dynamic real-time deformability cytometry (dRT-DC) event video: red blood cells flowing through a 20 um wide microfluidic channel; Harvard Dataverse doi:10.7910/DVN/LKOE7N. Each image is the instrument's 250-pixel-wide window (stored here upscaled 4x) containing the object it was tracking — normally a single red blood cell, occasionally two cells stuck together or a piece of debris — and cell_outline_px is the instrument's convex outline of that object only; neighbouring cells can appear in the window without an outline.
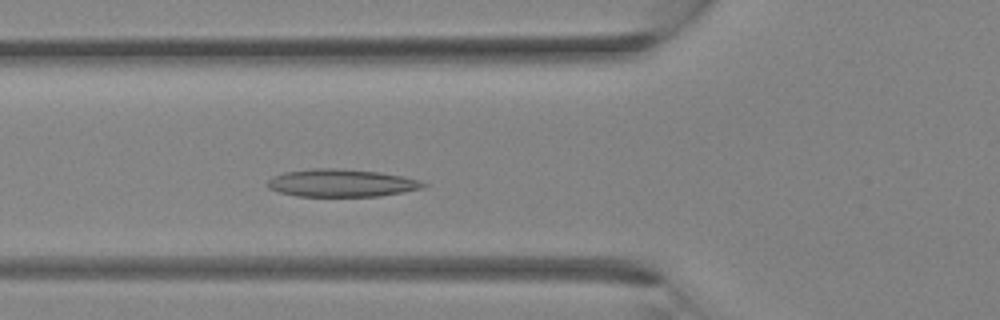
{"species": "Egyptian fruit bat (a non-hibernating species)", "species_latin": "Rousettus aegyptiacus", "temperature_condition": "room temperature", "stored_images_in_passage": 32, "camera_frame_rate_fps": 3000, "um_per_image_px": 0.085, "animal": {"sex": "female"}, "frame": {"image": 1, "passage_image": 10, "time_ms": 3.0, "image_size_px": [1000, 320], "cell_outline_px": [[428, 184], [424, 188], [380, 196], [296, 196], [280, 192], [268, 188], [268, 180], [272, 176], [284, 172], [316, 168], [340, 168], [380, 172], [420, 180]], "centroid_in_image_um": [29.03, 15.55], "position_along_channel_um": 96.8, "area_um2": 25.09}}
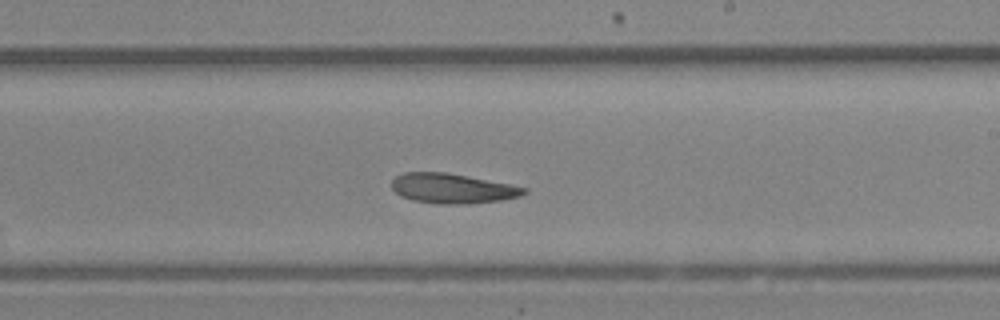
{"frame": {"image": 2, "passage_image": 18, "time_ms": 5.667, "image_size_px": [1000, 320], "cell_outline_px": [[528, 192], [520, 196], [500, 200], [468, 204], [440, 204], [412, 200], [400, 196], [392, 188], [392, 180], [396, 176], [404, 172], [448, 172], [512, 184], [528, 188]], "centroid_in_image_um": [38.48, 16.01], "position_along_channel_um": 250.5, "area_um2": 23.24}}
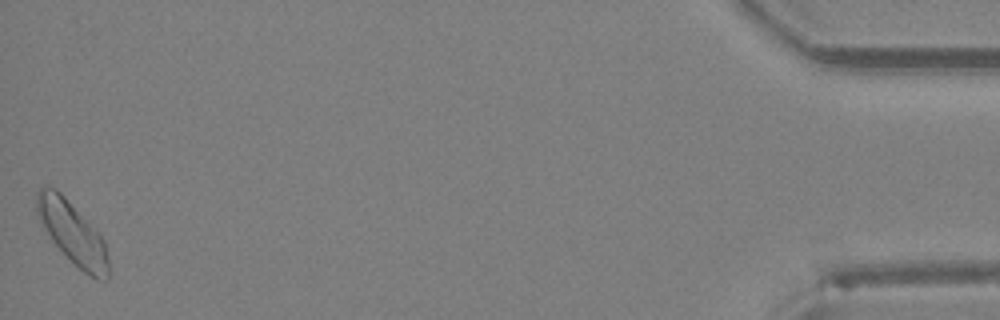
{"frame": {"image": 3, "passage_image": 32, "time_ms": 10.333, "image_size_px": [1000, 320], "cell_outline_px": [[108, 280], [96, 280], [88, 276], [52, 240], [40, 224], [36, 212], [36, 192], [40, 188], [56, 188], [64, 196], [104, 240], [108, 260]], "centroid_in_image_um": [6.14, 19.81], "position_along_channel_um": 429.1, "area_um2": 25.32}}